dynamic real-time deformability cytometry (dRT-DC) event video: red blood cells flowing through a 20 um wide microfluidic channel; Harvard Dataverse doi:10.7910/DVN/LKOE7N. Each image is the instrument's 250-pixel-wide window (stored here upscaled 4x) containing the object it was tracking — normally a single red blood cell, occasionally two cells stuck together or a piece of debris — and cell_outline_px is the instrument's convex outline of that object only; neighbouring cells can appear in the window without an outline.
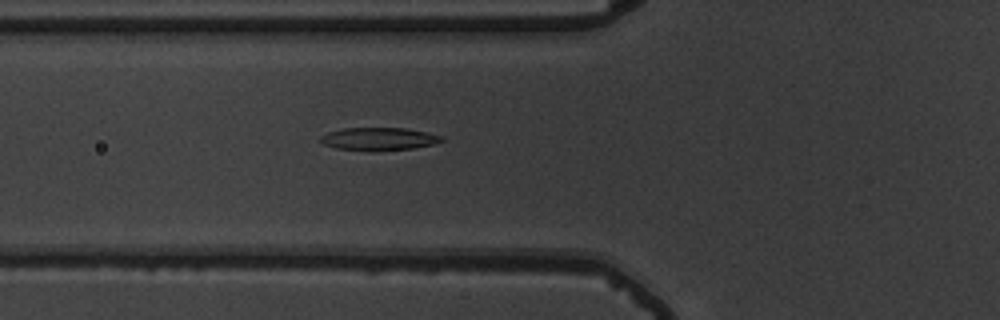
{"species": "common noctule bat (a hibernating species)", "species_latin": "Nyctalus noctula", "temperature_condition": "warm", "stored_images_in_passage": 42, "camera_frame_rate_fps": 3000, "um_per_image_px": 0.085, "animal": {"sex": "male", "body_mass_g": 19.5, "forearm_length_mm": 54.6}, "frame": {"image": 1, "passage_image": 7, "time_ms": 2.0, "image_size_px": [1000, 320], "cell_outline_px": [[444, 140], [436, 144], [412, 148], [336, 148], [324, 144], [320, 140], [320, 136], [328, 132], [344, 128], [404, 128], [444, 136]], "centroid_in_image_um": [32.24, 11.76], "position_along_channel_um": 93.6, "area_um2": 15.14}}
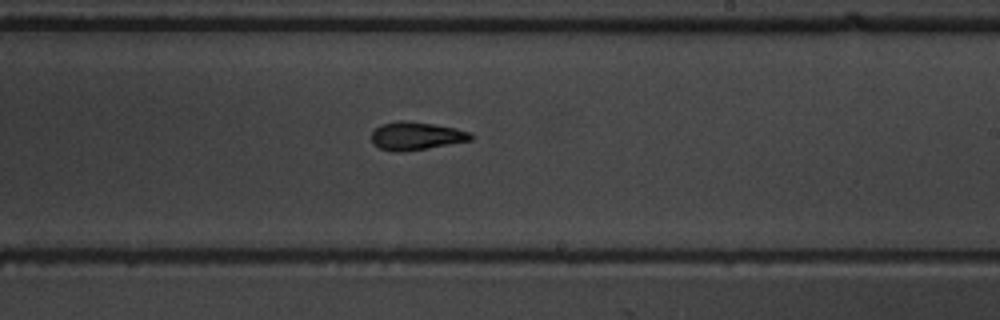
{"frame": {"image": 2, "passage_image": 20, "time_ms": 6.333, "image_size_px": [1000, 320], "cell_outline_px": [[472, 140], [428, 148], [400, 152], [392, 152], [380, 148], [372, 144], [372, 132], [380, 124], [396, 120], [404, 120], [432, 124], [456, 128], [468, 132], [472, 136]], "centroid_in_image_um": [35.32, 11.55], "position_along_channel_um": 253.7, "area_um2": 16.24}}
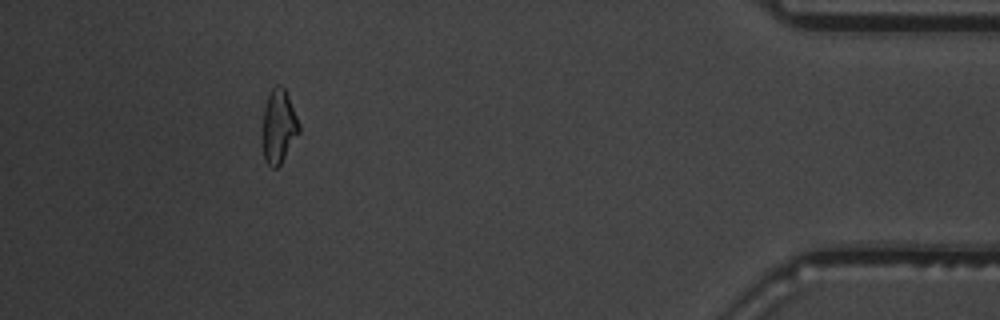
{"frame": {"image": 3, "passage_image": 37, "time_ms": 12.0, "image_size_px": [1000, 320], "cell_outline_px": [[300, 132], [280, 164], [276, 168], [272, 168], [264, 160], [264, 108], [268, 96], [272, 88], [276, 84], [280, 84], [284, 88], [288, 96], [300, 124]], "centroid_in_image_um": [23.72, 10.73], "position_along_channel_um": 411.5, "area_um2": 15.32}, "authors_computed_cell_mechanics": {"area_um2": 15.895, "velocity_mm_per_s": 3.6938, "shape_relaxation_time_tau1_ms": 6.2412, "shape_relaxation_time_tau2_ms": 2.1411, "deformation_change_tau1": 0.2345, "deformation_change_tau2": 0.0965}}